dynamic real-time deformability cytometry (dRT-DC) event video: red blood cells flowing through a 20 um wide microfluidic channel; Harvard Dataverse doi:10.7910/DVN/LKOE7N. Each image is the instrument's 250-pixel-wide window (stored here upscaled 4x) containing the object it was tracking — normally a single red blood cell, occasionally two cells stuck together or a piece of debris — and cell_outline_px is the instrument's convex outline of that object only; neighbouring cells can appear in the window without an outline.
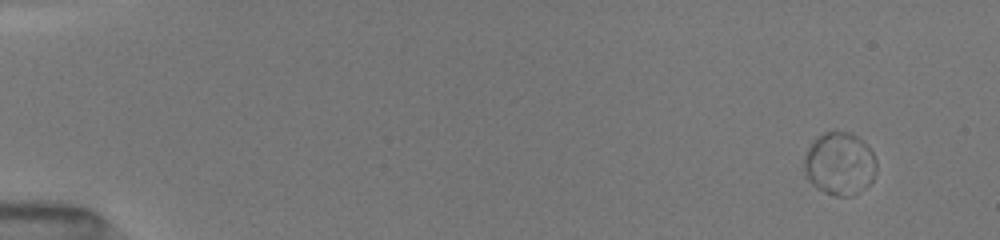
{"species": "common noctule bat (a hibernating species)", "species_latin": "Nyctalus noctula", "temperature_condition": "room temperature", "stored_images_in_passage": 51, "camera_frame_rate_fps": 3000, "um_per_image_px": 0.085, "animal": {"sex": "female", "body_mass_g": 19.5, "forearm_length_mm": 54.1}, "frame": {"image": 1, "passage_image": 1, "time_ms": 0.0, "image_size_px": [1000, 240], "cell_outline_px": [[876, 172], [872, 180], [856, 196], [836, 196], [824, 192], [816, 188], [804, 176], [804, 156], [808, 148], [824, 132], [848, 132], [856, 136], [872, 152], [876, 160]], "centroid_in_image_um": [71.35, 13.96], "position_along_channel_um": 13.6, "area_um2": 26.36}}
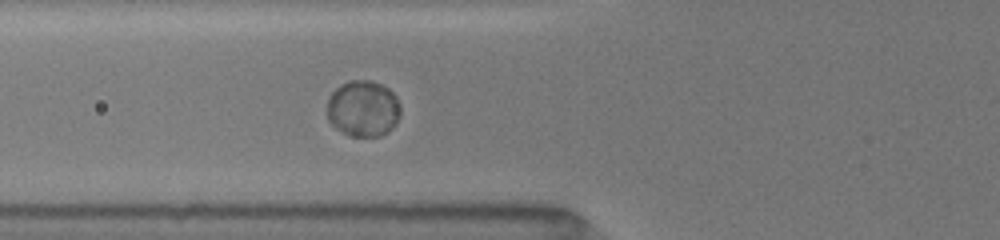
{"frame": {"image": 2, "passage_image": 27, "time_ms": 5.667, "image_size_px": [1000, 240], "cell_outline_px": [[400, 116], [396, 124], [388, 132], [380, 136], [348, 136], [336, 128], [328, 120], [324, 112], [328, 96], [336, 88], [352, 80], [368, 80], [380, 84], [388, 88], [396, 96], [400, 108]], "centroid_in_image_um": [30.83, 9.25], "position_along_channel_um": 95.0, "area_um2": 24.39}}
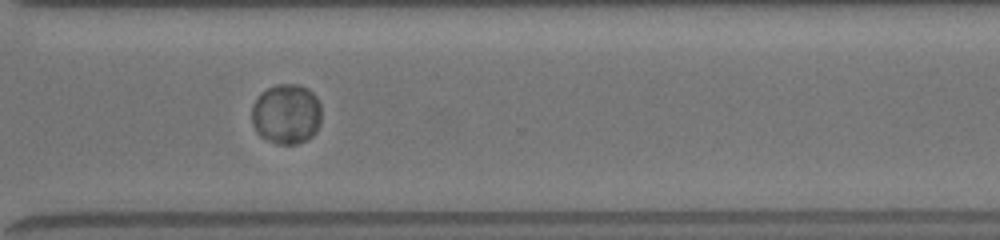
{"frame": {"image": 3, "passage_image": 50, "time_ms": 12.0, "image_size_px": [1000, 240], "cell_outline_px": [[320, 124], [316, 132], [308, 140], [296, 144], [276, 144], [260, 136], [256, 132], [252, 124], [252, 104], [260, 92], [268, 88], [280, 84], [296, 84], [308, 88], [316, 96], [320, 104]], "centroid_in_image_um": [24.33, 9.7], "position_along_channel_um": 346.3, "area_um2": 24.74}}